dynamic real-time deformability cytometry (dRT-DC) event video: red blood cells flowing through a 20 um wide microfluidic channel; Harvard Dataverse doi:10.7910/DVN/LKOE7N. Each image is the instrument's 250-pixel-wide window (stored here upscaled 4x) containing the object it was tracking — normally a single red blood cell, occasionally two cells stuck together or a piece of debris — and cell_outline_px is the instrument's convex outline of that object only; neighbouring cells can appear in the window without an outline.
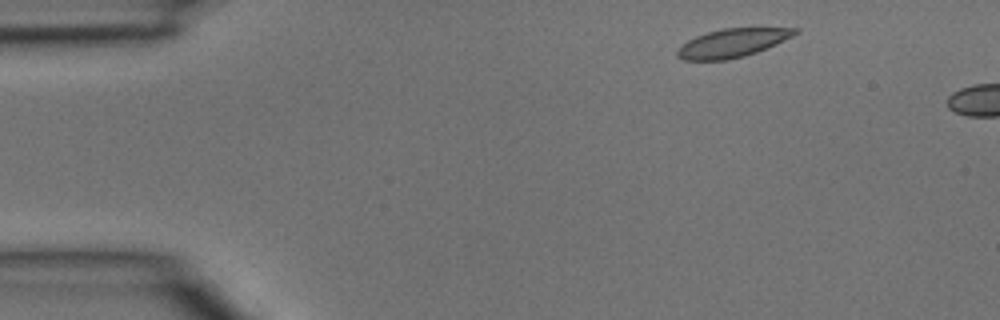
{"species": "common noctule bat (a hibernating species)", "species_latin": "Nyctalus noctula", "temperature_condition": "room temperature", "stored_images_in_passage": 2, "camera_frame_rate_fps": 3000, "um_per_image_px": 0.085, "animal": {"sex": "male", "body_mass_g": 15.6}, "frame": {"image": 1, "passage_image": 1, "time_ms": 0.0, "image_size_px": [1000, 320], "cell_outline_px": [[800, 32], [792, 36], [756, 52], [744, 56], [724, 60], [684, 60], [676, 56], [676, 48], [688, 40], [696, 36], [708, 32], [724, 28], [800, 28]], "centroid_in_image_um": [62.21, 3.65], "position_along_channel_um": 22.8, "area_um2": 19.36}}